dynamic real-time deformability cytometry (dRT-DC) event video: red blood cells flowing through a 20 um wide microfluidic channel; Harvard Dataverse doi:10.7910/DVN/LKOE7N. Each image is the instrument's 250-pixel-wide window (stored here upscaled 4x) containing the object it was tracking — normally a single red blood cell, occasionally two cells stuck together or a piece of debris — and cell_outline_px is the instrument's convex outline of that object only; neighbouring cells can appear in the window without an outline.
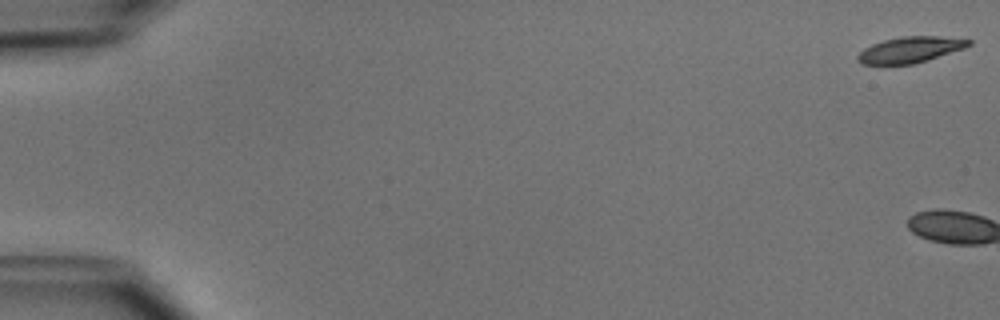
{"species": "common noctule bat (a hibernating species)", "species_latin": "Nyctalus noctula", "temperature_condition": "cold", "stored_images_in_passage": 2, "camera_frame_rate_fps": 3000, "um_per_image_px": 0.085, "animal": {"sex": "male", "body_mass_g": 15.6}, "frame": {"image": 1, "passage_image": 1, "time_ms": 0.0, "image_size_px": [1000, 320], "cell_outline_px": [[972, 44], [964, 48], [912, 64], [860, 64], [856, 60], [856, 56], [864, 48], [872, 44], [884, 40], [904, 36], [940, 36], [972, 40]], "centroid_in_image_um": [77.33, 4.22], "position_along_channel_um": 7.7, "area_um2": 16.59}}